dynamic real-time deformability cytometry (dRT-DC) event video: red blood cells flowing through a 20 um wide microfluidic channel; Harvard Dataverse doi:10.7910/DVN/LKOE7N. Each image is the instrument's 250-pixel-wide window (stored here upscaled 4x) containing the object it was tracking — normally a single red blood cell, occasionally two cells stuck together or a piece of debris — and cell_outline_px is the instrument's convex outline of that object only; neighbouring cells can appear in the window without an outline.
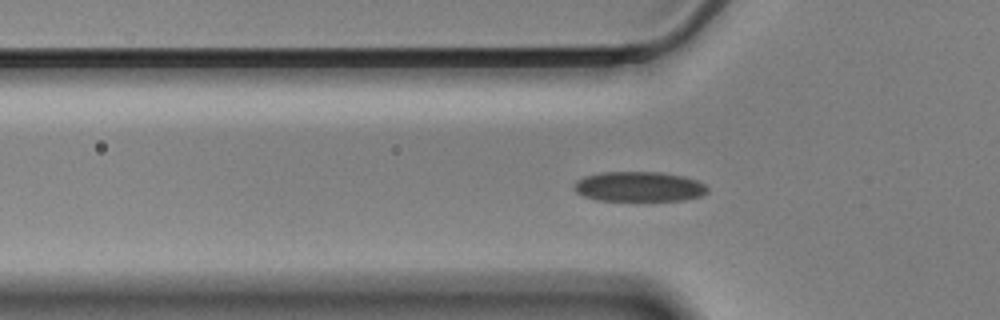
{"species": "Egyptian fruit bat (a non-hibernating species)", "species_latin": "Rousettus aegyptiacus", "temperature_condition": "cold", "stored_images_in_passage": 59, "camera_frame_rate_fps": 3000, "um_per_image_px": 0.085, "animal": {"sex": "male"}, "frame": {"image": 1, "passage_image": 19, "time_ms": 6.0, "image_size_px": [1000, 320], "cell_outline_px": [[708, 192], [700, 196], [684, 200], [600, 200], [584, 196], [576, 192], [572, 188], [572, 184], [576, 180], [584, 176], [600, 172], [660, 172], [684, 176], [696, 180], [704, 184], [708, 188]], "centroid_in_image_um": [54.28, 15.85], "position_along_channel_um": 71.5, "area_um2": 23.35}}
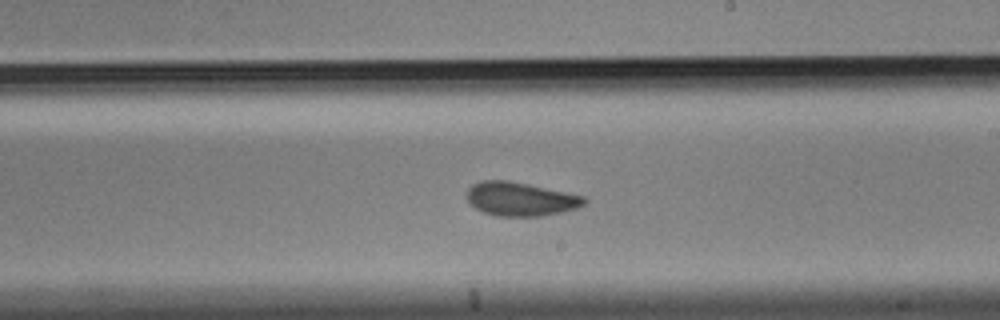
{"frame": {"image": 2, "passage_image": 34, "time_ms": 11.0, "image_size_px": [1000, 320], "cell_outline_px": [[588, 200], [584, 204], [576, 208], [560, 212], [540, 216], [496, 216], [484, 212], [476, 208], [468, 200], [468, 188], [472, 184], [484, 180], [508, 180], [528, 184], [584, 196]], "centroid_in_image_um": [44.24, 16.91], "position_along_channel_um": 244.8, "area_um2": 22.83}}
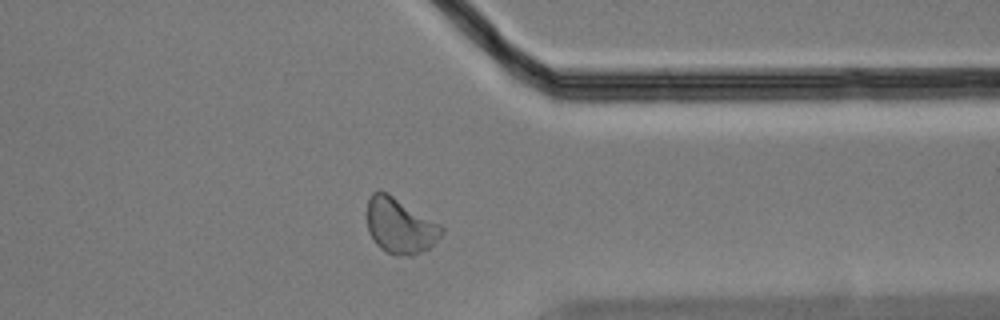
{"frame": {"image": 3, "passage_image": 46, "time_ms": 15.0, "image_size_px": [1000, 320], "cell_outline_px": [[444, 232], [428, 248], [412, 256], [396, 256], [380, 248], [376, 244], [368, 232], [368, 200], [372, 192], [388, 192], [440, 224], [444, 228]], "centroid_in_image_um": [34.0, 19.2], "position_along_channel_um": 377.4, "area_um2": 23.93}, "authors_computed_cell_mechanics": {"area_um2": 23.2934, "velocity_mm_per_s": 3.4543, "shape_relaxation_time_tau1_ms": 3.9934, "shape_relaxation_time_tau2_ms": 2.5956, "deformation_change_tau1": 0.0948, "deformation_change_tau2": 0.0723}}